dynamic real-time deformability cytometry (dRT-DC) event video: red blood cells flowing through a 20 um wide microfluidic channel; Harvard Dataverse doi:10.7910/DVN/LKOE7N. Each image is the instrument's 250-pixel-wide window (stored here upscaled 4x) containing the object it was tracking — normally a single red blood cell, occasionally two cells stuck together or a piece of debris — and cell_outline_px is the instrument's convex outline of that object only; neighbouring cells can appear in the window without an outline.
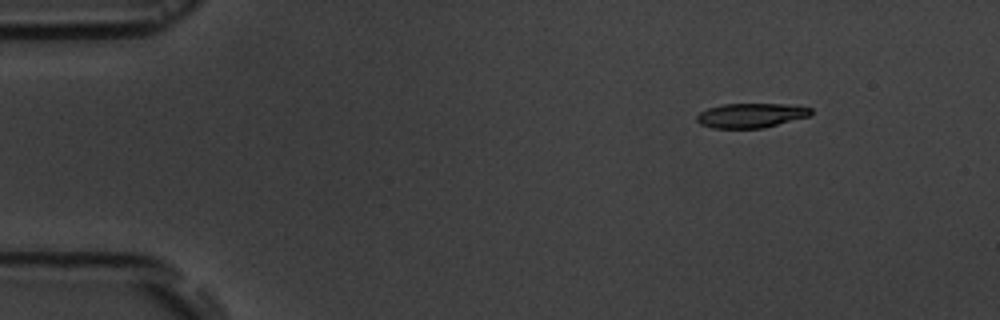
{"species": "common noctule bat (a hibernating species)", "species_latin": "Nyctalus noctula", "temperature_condition": "room temperature", "stored_images_in_passage": 5, "camera_frame_rate_fps": 3000, "um_per_image_px": 0.085, "animal": {"sex": "male", "body_mass_g": 19.5, "forearm_length_mm": 54.6}, "frame": {"image": 1, "passage_image": 3, "time_ms": 2.333, "image_size_px": [1000, 320], "cell_outline_px": [[812, 116], [764, 128], [712, 128], [700, 124], [696, 120], [696, 116], [700, 112], [708, 108], [724, 104], [784, 104], [812, 108]], "centroid_in_image_um": [63.85, 9.82], "position_along_channel_um": 21.1, "area_um2": 16.42}}